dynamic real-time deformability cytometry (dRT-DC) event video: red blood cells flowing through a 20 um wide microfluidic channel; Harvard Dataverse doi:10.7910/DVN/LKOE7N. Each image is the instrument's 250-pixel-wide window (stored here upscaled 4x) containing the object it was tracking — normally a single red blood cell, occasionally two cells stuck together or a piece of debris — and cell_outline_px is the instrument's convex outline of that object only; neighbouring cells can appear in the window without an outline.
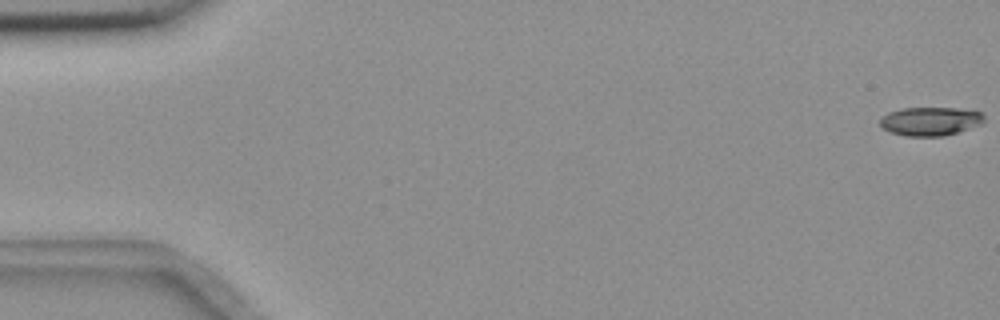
{"species": "common noctule bat (a hibernating species)", "species_latin": "Nyctalus noctula", "temperature_condition": "room temperature", "stored_images_in_passage": 13, "camera_frame_rate_fps": 3000, "um_per_image_px": 0.085, "animal": {"sex": "female", "body_mass_g": 18.4}, "frame": {"image": 1, "passage_image": 1, "time_ms": 0.0, "image_size_px": [1000, 320], "cell_outline_px": [[984, 124], [944, 136], [908, 136], [892, 132], [880, 128], [880, 116], [888, 112], [900, 108], [956, 108], [980, 112], [984, 116]], "centroid_in_image_um": [79.06, 10.3], "position_along_channel_um": 5.9, "area_um2": 17.51}}